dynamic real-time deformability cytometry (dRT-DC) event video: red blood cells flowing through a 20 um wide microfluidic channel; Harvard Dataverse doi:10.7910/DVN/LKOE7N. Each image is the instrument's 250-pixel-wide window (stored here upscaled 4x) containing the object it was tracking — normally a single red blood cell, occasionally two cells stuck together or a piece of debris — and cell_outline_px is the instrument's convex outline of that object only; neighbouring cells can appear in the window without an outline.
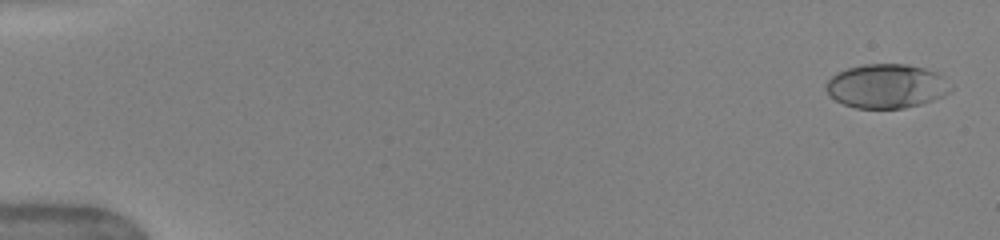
{"species": "human", "species_latin": "Homo sapiens", "temperature_condition": "warm", "stored_images_in_passage": 51, "camera_frame_rate_fps": 3000, "um_per_image_px": 0.085, "donor": {"sex": "female"}, "frame": {"image": 1, "passage_image": 2, "time_ms": 0.333, "image_size_px": [1000, 240], "cell_outline_px": [[952, 88], [948, 92], [932, 100], [920, 104], [904, 108], [856, 108], [844, 104], [836, 100], [824, 88], [828, 80], [836, 72], [848, 68], [864, 64], [908, 64], [924, 68], [936, 72], [944, 76]], "centroid_in_image_um": [75.34, 7.31], "position_along_channel_um": 9.7, "area_um2": 31.91}}
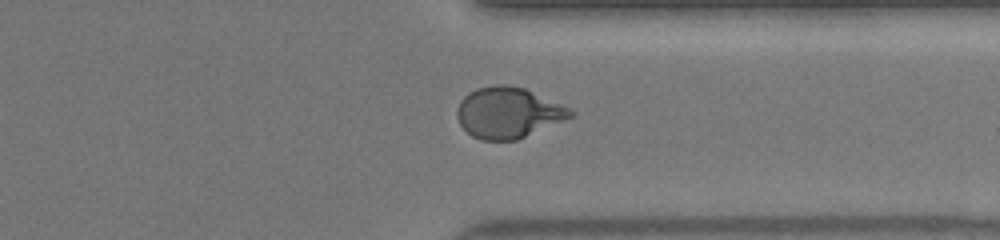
{"frame": {"image": 2, "passage_image": 40, "time_ms": 13.0, "image_size_px": [1000, 240], "cell_outline_px": [[576, 112], [572, 116], [516, 140], [480, 140], [472, 136], [460, 124], [456, 116], [456, 112], [460, 100], [468, 92], [476, 88], [496, 84], [504, 84], [524, 88], [568, 108]], "centroid_in_image_um": [43.13, 9.57], "position_along_channel_um": 368.3, "area_um2": 33.18}}
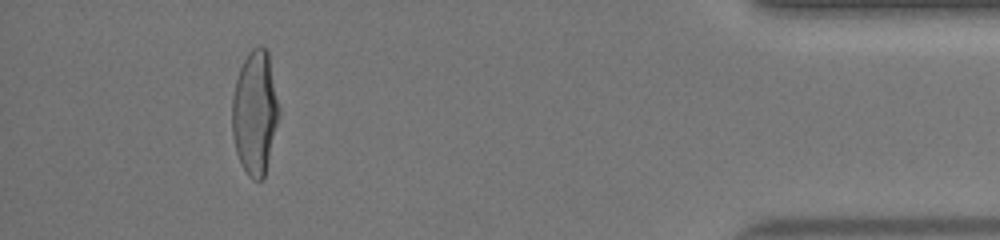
{"frame": {"image": 3, "passage_image": 47, "time_ms": 15.333, "image_size_px": [1000, 240], "cell_outline_px": [[280, 116], [264, 180], [252, 180], [248, 176], [236, 152], [232, 132], [232, 96], [236, 80], [240, 68], [248, 52], [252, 48], [260, 44], [268, 52], [280, 108]], "centroid_in_image_um": [21.69, 9.59], "position_along_channel_um": 413.5, "area_um2": 34.22}, "authors_computed_cell_mechanics": {"area_um2": 32.8304, "velocity_mm_per_s": 4.088, "shape_relaxation_time_tau1_ms": 4.0886, "shape_relaxation_time_tau2_ms": null, "deformation_change_tau1": 0.2075, "deformation_change_tau2": null}}